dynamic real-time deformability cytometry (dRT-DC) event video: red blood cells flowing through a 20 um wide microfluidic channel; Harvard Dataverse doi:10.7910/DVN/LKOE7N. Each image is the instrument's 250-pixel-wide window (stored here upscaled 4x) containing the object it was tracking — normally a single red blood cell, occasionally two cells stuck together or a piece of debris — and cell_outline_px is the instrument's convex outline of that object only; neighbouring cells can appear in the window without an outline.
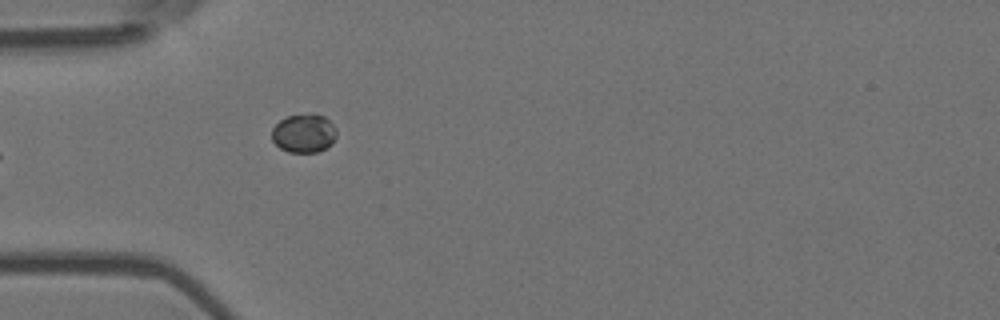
{"species": "Egyptian fruit bat (a non-hibernating species)", "species_latin": "Rousettus aegyptiacus", "temperature_condition": "room temperature", "stored_images_in_passage": 6, "camera_frame_rate_fps": 3000, "um_per_image_px": 0.085, "animal": {"sex": "female"}, "frame": {"image": 1, "passage_image": 6, "time_ms": 1.667, "image_size_px": [1000, 320], "cell_outline_px": [[336, 136], [332, 144], [316, 152], [288, 152], [280, 148], [272, 140], [272, 128], [280, 120], [288, 116], [312, 112], [316, 112], [324, 116], [336, 128]], "centroid_in_image_um": [25.83, 11.3], "position_along_channel_um": 59.2, "area_um2": 14.74}}